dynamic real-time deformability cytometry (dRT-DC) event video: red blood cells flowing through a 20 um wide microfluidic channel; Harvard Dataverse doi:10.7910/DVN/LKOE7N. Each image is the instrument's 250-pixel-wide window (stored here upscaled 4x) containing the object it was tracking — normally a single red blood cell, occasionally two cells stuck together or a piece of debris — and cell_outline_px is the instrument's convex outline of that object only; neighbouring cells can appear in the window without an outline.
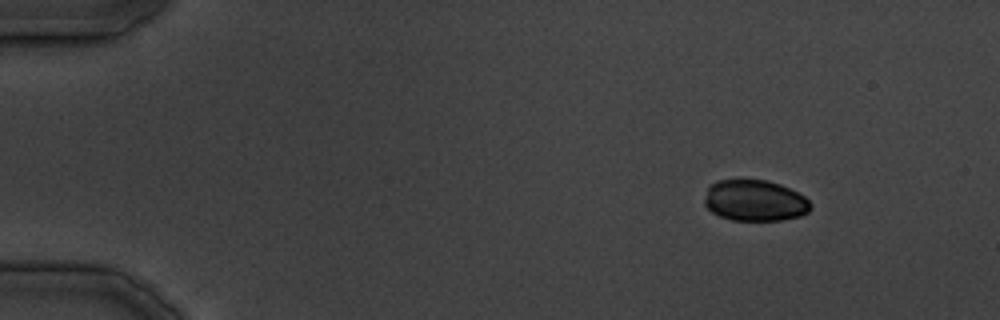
{"species": "common noctule bat (a hibernating species)", "species_latin": "Nyctalus noctula", "temperature_condition": "cold", "stored_images_in_passage": 21, "camera_frame_rate_fps": 3000, "um_per_image_px": 0.085, "animal": {"sex": "male", "body_mass_g": 19.5, "forearm_length_mm": 54.6}, "frame": {"image": 1, "passage_image": 2, "time_ms": 2.0, "image_size_px": [1000, 320], "cell_outline_px": [[812, 208], [808, 212], [800, 216], [780, 220], [732, 220], [720, 216], [712, 212], [704, 204], [704, 200], [708, 184], [716, 180], [768, 180], [780, 184], [804, 196], [812, 204]], "centroid_in_image_um": [64.14, 17.04], "position_along_channel_um": 20.9, "area_um2": 25.55}}
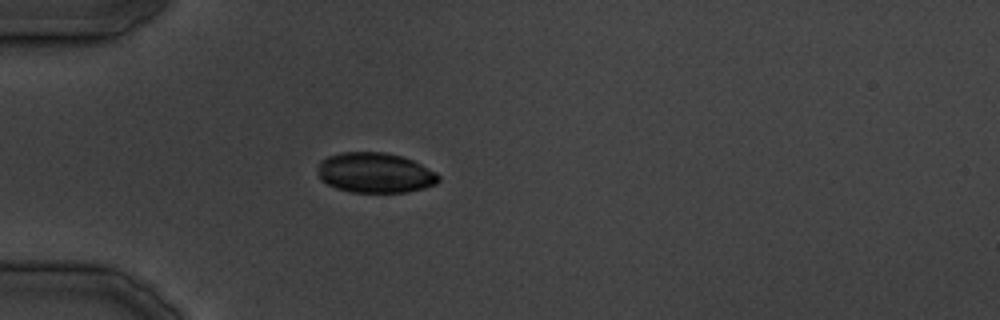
{"frame": {"image": 2, "passage_image": 9, "time_ms": 10.0, "image_size_px": [1000, 320], "cell_outline_px": [[440, 180], [436, 184], [424, 188], [404, 192], [352, 192], [336, 188], [320, 180], [316, 172], [320, 160], [328, 156], [340, 152], [384, 152], [400, 156], [412, 160], [436, 172], [440, 176]], "centroid_in_image_um": [31.85, 14.68], "position_along_channel_um": 53.2, "area_um2": 28.38}}
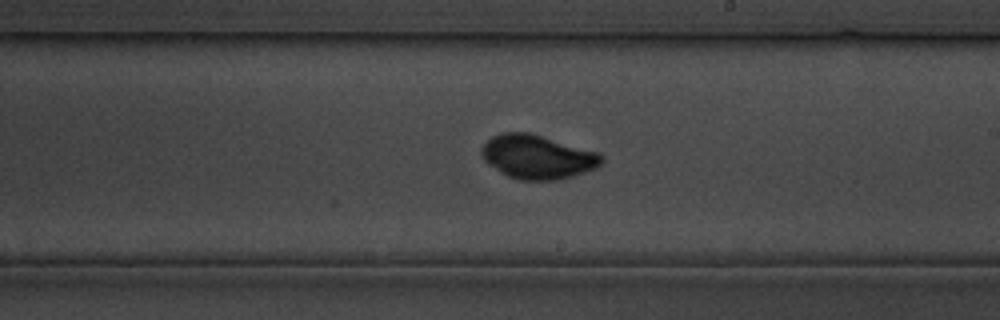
{"frame": {"image": 3, "passage_image": 20, "time_ms": 23.667, "image_size_px": [1000, 320], "cell_outline_px": [[604, 160], [596, 168], [560, 180], [520, 180], [508, 176], [500, 172], [488, 164], [484, 160], [480, 152], [484, 144], [492, 136], [500, 132], [528, 132], [600, 152], [604, 156]], "centroid_in_image_um": [45.7, 13.33], "position_along_channel_um": 243.3, "area_um2": 30.87}}